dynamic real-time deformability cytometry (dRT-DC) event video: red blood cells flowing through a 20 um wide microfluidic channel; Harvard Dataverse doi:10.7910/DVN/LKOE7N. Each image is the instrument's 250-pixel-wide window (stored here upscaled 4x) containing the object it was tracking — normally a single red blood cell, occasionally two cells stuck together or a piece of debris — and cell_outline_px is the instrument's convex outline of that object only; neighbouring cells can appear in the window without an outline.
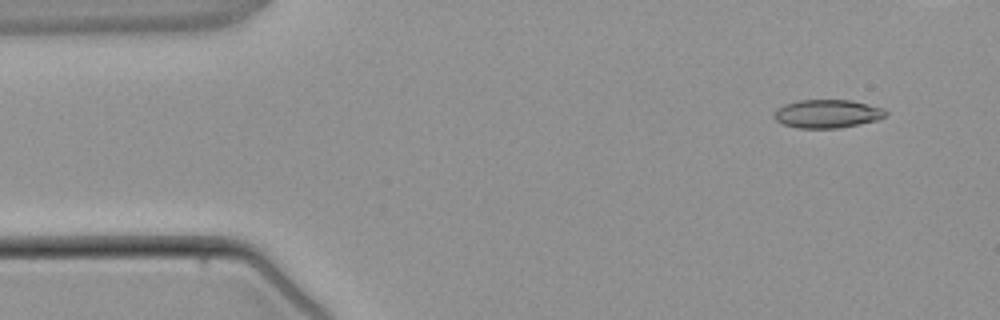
{"species": "common noctule bat (a hibernating species)", "species_latin": "Nyctalus noctula", "temperature_condition": "warm", "stored_images_in_passage": 5, "camera_frame_rate_fps": 3000, "um_per_image_px": 0.085, "animal": {"sex": "male", "body_mass_g": 21.5, "forearm_length_mm": 52.0}, "frame": {"image": 1, "passage_image": 1, "time_ms": 0.0, "image_size_px": [1000, 320], "cell_outline_px": [[888, 112], [880, 120], [860, 124], [836, 128], [796, 128], [784, 124], [776, 120], [772, 116], [776, 108], [784, 104], [800, 100], [852, 100], [884, 108]], "centroid_in_image_um": [70.32, 9.67], "position_along_channel_um": 14.7, "area_um2": 18.61}}
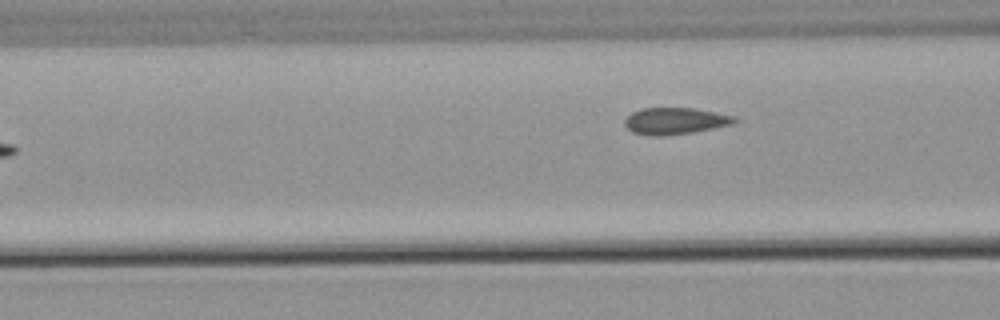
{"frame": {"image": 2, "passage_image": 5, "time_ms": 5.333, "image_size_px": [1000, 320], "cell_outline_px": [[740, 120], [732, 124], [692, 132], [664, 136], [652, 136], [632, 132], [624, 124], [624, 120], [632, 112], [640, 108], [692, 108], [716, 112], [736, 116]], "centroid_in_image_um": [57.39, 10.28], "position_along_channel_um": 109.2, "area_um2": 17.11}}